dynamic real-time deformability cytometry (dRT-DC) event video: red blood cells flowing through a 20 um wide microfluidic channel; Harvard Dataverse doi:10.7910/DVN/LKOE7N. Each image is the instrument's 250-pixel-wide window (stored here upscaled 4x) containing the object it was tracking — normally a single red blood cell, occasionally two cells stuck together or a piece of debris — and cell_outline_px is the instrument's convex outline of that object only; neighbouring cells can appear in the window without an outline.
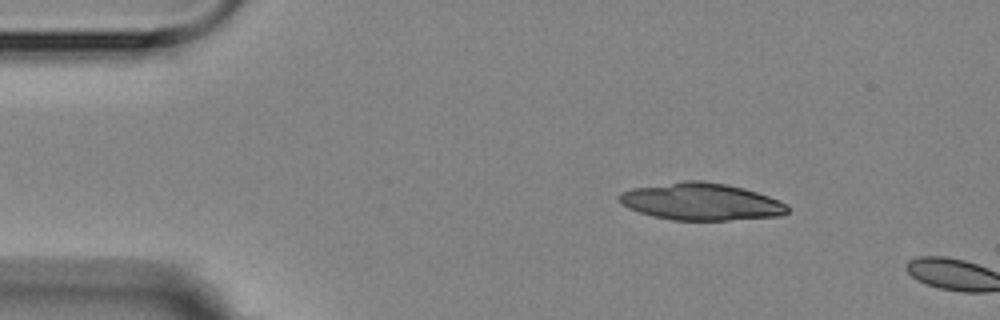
{"species": "Egyptian fruit bat (a non-hibernating species)", "species_latin": "Rousettus aegyptiacus", "temperature_condition": "room temperature", "stored_images_in_passage": 3, "camera_frame_rate_fps": 3000, "um_per_image_px": 0.085, "animal": {"sex": "female"}, "frame": {"image": 1, "passage_image": 2, "time_ms": 1.333, "image_size_px": [1000, 320], "cell_outline_px": [[788, 212], [780, 216], [728, 220], [672, 220], [652, 216], [628, 208], [616, 196], [620, 192], [632, 188], [684, 180], [700, 180], [728, 184], [744, 188], [780, 200], [788, 204]], "centroid_in_image_um": [59.6, 17.13], "position_along_channel_um": 25.4, "area_um2": 36.59}}